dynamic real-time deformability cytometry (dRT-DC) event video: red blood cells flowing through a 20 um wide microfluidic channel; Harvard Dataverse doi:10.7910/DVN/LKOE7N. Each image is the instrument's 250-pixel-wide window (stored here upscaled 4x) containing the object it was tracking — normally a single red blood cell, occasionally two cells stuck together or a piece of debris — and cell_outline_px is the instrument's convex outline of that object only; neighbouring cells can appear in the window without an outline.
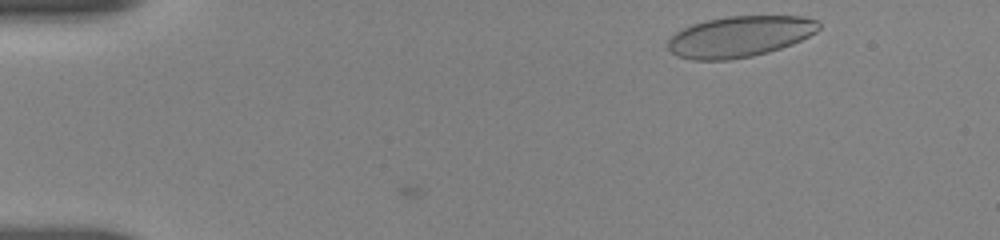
{"species": "human", "species_latin": "Homo sapiens", "temperature_condition": "room temperature", "stored_images_in_passage": 40, "camera_frame_rate_fps": 3000, "um_per_image_px": 0.085, "donor": {"sex": "female"}, "frame": {"image": 1, "passage_image": 2, "time_ms": 0.333, "image_size_px": [1000, 240], "cell_outline_px": [[820, 28], [816, 32], [792, 44], [768, 52], [752, 56], [728, 60], [692, 60], [676, 56], [668, 48], [668, 40], [676, 32], [692, 24], [708, 20], [728, 16], [804, 16], [816, 20], [820, 24]], "centroid_in_image_um": [62.87, 3.11], "position_along_channel_um": 22.1, "area_um2": 35.95}}
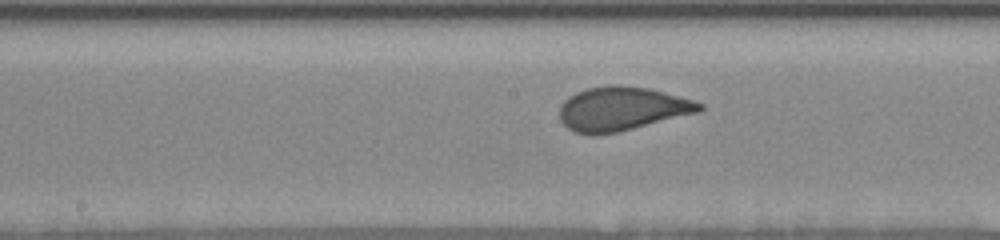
{"frame": {"image": 2, "passage_image": 24, "time_ms": 7.667, "image_size_px": [1000, 240], "cell_outline_px": [[704, 108], [700, 112], [616, 132], [592, 136], [588, 136], [576, 132], [568, 128], [560, 120], [560, 104], [568, 96], [576, 92], [588, 88], [608, 84], [620, 84], [648, 88], [664, 92], [692, 100], [704, 104]], "centroid_in_image_um": [52.83, 9.24], "position_along_channel_um": 195.4, "area_um2": 35.89}}
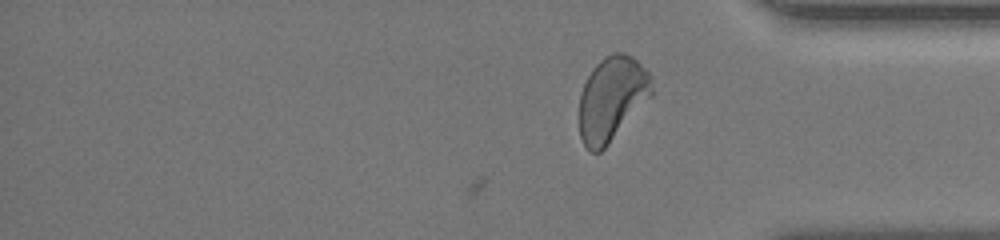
{"frame": {"image": 3, "passage_image": 40, "time_ms": 13.0, "image_size_px": [1000, 240], "cell_outline_px": [[652, 96], [608, 144], [600, 152], [592, 152], [584, 144], [580, 136], [580, 92], [592, 68], [604, 56], [612, 52], [624, 52], [632, 56], [652, 76]], "centroid_in_image_um": [52.02, 8.35], "position_along_channel_um": 383.2, "area_um2": 35.49}, "authors_computed_cell_mechanics": {"area_um2": 35.7782, "velocity_mm_per_s": 3.6327, "shape_relaxation_time_tau1_ms": 3.4254, "shape_relaxation_time_tau2_ms": null, "deformation_change_tau1": 0.1408, "deformation_change_tau2": null}}